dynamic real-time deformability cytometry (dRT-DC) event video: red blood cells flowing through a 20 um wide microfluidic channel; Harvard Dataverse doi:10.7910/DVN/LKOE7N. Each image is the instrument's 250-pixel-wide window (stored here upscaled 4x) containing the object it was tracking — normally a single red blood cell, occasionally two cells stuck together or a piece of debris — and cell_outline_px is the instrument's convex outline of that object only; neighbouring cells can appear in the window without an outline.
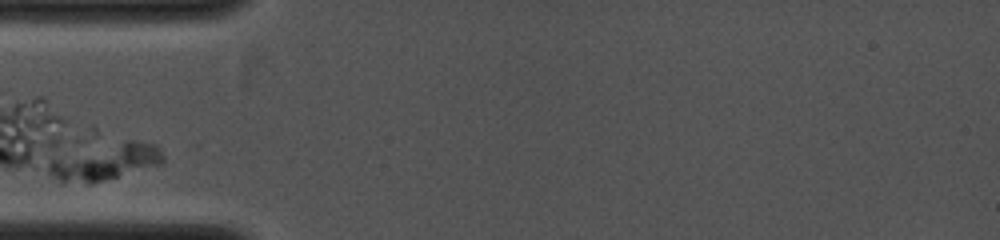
{"species": "common noctule bat (a hibernating species)", "species_latin": "Nyctalus noctula", "temperature_condition": "cold", "stored_images_in_passage": 4, "camera_frame_rate_fps": 4000, "um_per_image_px": 0.085, "animal": {"sex": "female", "body_mass_g": 19.0, "forearm_length_mm": 53.3}, "frame": {"image": 1, "passage_image": 1, "time_ms": 0.0, "image_size_px": [1000, 240], "cell_outline_px": [[164, 164], [92, 184], [60, 180], [48, 172], [44, 164], [52, 160], [128, 140], [136, 140], [156, 144], [164, 156]], "centroid_in_image_um": [9.06, 13.79], "position_along_channel_um": 75.9, "area_um2": 23.7}}